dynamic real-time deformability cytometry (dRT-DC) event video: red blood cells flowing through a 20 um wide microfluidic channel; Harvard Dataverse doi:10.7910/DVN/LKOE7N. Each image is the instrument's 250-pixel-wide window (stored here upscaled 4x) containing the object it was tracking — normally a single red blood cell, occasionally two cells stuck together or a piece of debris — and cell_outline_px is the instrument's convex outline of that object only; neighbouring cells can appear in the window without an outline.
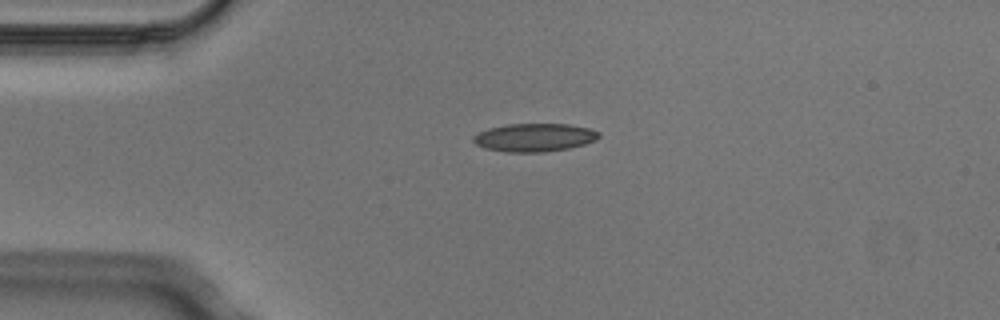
{"species": "Egyptian fruit bat (a non-hibernating species)", "species_latin": "Rousettus aegyptiacus", "temperature_condition": "cold", "stored_images_in_passage": 1, "camera_frame_rate_fps": 3000, "um_per_image_px": 0.085, "animal": {"sex": "male"}, "frame": {"image": 1, "passage_image": 1, "time_ms": 0.0, "image_size_px": [1000, 320], "cell_outline_px": [[600, 136], [596, 140], [584, 144], [568, 148], [544, 152], [508, 152], [484, 148], [476, 144], [472, 140], [472, 136], [488, 128], [508, 124], [568, 124], [588, 128], [600, 132]], "centroid_in_image_um": [45.42, 11.68], "position_along_channel_um": 39.6, "area_um2": 20.58}}